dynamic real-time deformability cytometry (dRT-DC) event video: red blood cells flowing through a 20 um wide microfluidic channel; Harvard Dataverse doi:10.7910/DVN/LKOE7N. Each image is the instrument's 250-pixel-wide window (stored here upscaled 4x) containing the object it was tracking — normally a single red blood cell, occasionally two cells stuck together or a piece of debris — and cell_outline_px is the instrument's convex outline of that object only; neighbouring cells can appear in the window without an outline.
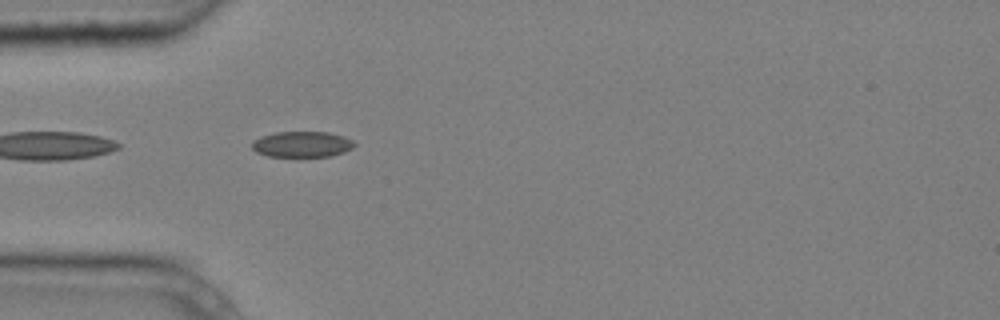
{"species": "common noctule bat (a hibernating species)", "species_latin": "Nyctalus noctula", "temperature_condition": "cold", "stored_images_in_passage": 5, "segment_of_instrument_passage": [2, 2], "camera_frame_rate_fps": 3000, "um_per_image_px": 0.085, "animal": {"sex": "male", "body_mass_g": 20.4}, "frame": {"image": 1, "passage_image": 5, "time_ms": 1.333, "image_size_px": [1000, 320], "cell_outline_px": [[356, 144], [352, 148], [344, 152], [332, 156], [268, 156], [256, 152], [252, 148], [252, 140], [260, 136], [276, 132], [328, 132], [344, 136], [352, 140]], "centroid_in_image_um": [25.66, 12.26], "position_along_channel_um": 59.3, "area_um2": 15.43}}